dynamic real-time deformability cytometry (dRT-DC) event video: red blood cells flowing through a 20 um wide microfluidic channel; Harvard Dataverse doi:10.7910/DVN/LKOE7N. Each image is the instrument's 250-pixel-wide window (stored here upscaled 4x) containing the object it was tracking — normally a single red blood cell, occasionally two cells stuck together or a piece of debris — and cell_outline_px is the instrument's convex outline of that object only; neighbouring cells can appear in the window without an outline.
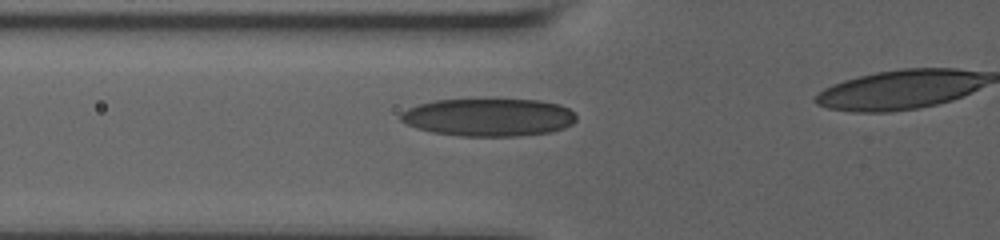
{"species": "human", "species_latin": "Homo sapiens", "temperature_condition": "room temperature", "stored_images_in_passage": 8, "segment_of_instrument_passage": [1, 2], "camera_frame_rate_fps": 3000, "um_per_image_px": 0.085, "donor": {"sex": "male"}, "frame": {"image": 1, "passage_image": 7, "time_ms": 5.0, "image_size_px": [1000, 240], "cell_outline_px": [[576, 120], [572, 124], [564, 128], [552, 132], [516, 136], [460, 136], [432, 132], [416, 128], [400, 120], [400, 112], [408, 108], [432, 100], [540, 100], [560, 104], [568, 108], [576, 116]], "centroid_in_image_um": [41.54, 9.97], "position_along_channel_um": 84.3, "area_um2": 38.67}}